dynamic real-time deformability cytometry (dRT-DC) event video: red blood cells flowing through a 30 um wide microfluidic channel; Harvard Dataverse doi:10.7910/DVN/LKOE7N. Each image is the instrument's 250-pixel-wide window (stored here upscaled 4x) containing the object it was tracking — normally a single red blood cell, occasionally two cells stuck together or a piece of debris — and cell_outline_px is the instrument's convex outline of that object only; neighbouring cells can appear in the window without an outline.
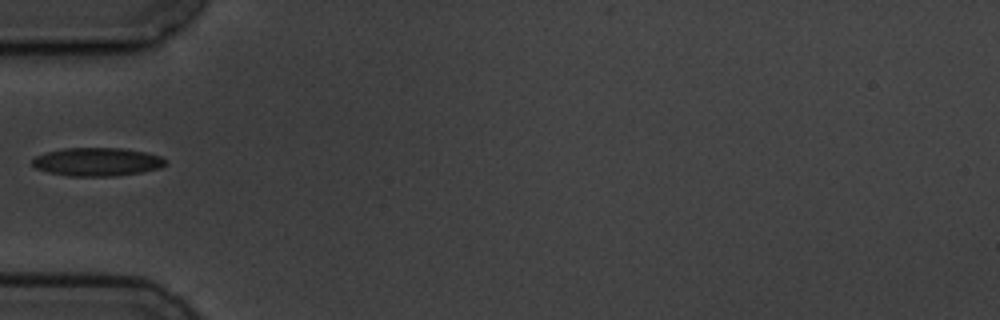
{"species": "common noctule bat (a hibernating species)", "species_latin": "Nyctalus noctula", "temperature_condition": "cold", "stored_images_in_passage": 6, "camera_frame_rate_fps": 3000, "um_per_image_px": 0.085, "animal": {"sex": "male", "body_mass_g": 19.5, "forearm_length_mm": 54.6}, "frame": {"image": 1, "passage_image": 4, "time_ms": 3.667, "image_size_px": [1000, 320], "cell_outline_px": [[168, 164], [160, 168], [140, 172], [116, 176], [68, 176], [48, 172], [36, 168], [32, 164], [32, 160], [36, 156], [44, 152], [64, 148], [124, 148], [144, 152], [160, 156], [168, 160]], "centroid_in_image_um": [8.27, 13.75], "position_along_channel_um": 76.7, "area_um2": 22.14}}
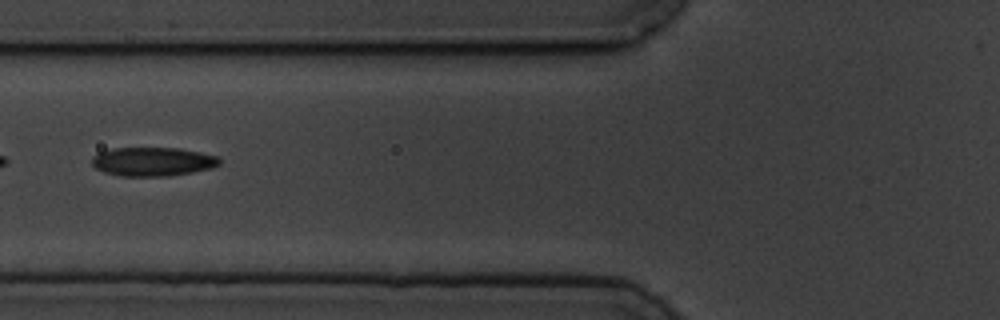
{"frame": {"image": 2, "passage_image": 5, "time_ms": 4.667, "image_size_px": [1000, 320], "cell_outline_px": [[220, 164], [212, 168], [192, 172], [168, 176], [120, 176], [104, 172], [96, 168], [92, 164], [92, 156], [100, 152], [112, 148], [180, 148], [200, 152], [216, 156], [220, 160]], "centroid_in_image_um": [12.97, 13.74], "position_along_channel_um": 112.8, "area_um2": 21.44}}
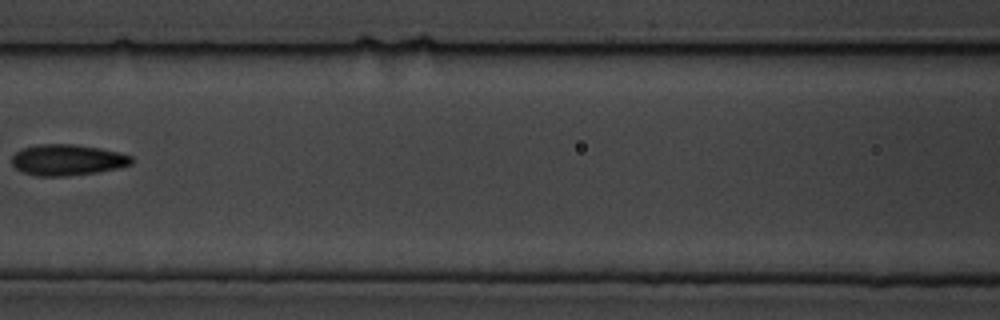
{"frame": {"image": 3, "passage_image": 6, "time_ms": 6.0, "image_size_px": [1000, 320], "cell_outline_px": [[132, 164], [116, 168], [96, 172], [68, 176], [36, 176], [24, 172], [16, 168], [12, 164], [12, 156], [20, 148], [36, 144], [72, 144], [100, 148], [132, 156]], "centroid_in_image_um": [5.68, 13.59], "position_along_channel_um": 160.9, "area_um2": 21.56}}